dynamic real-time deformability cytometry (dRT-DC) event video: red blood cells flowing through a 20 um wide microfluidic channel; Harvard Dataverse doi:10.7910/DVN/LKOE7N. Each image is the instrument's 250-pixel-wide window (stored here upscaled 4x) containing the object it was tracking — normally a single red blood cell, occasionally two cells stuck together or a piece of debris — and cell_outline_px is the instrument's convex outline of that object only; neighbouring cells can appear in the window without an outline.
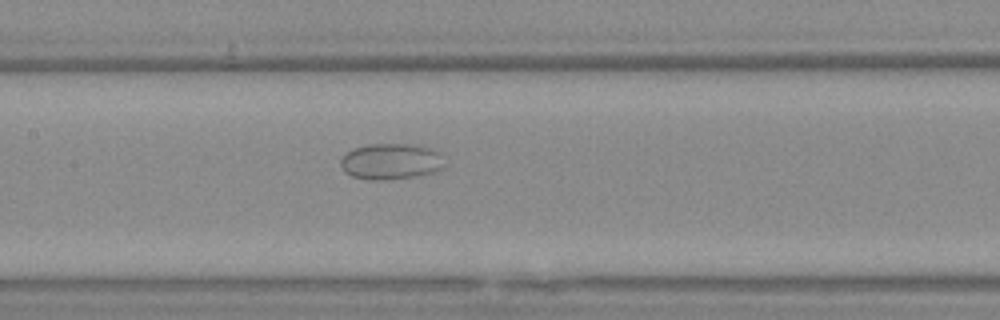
{"species": "Egyptian fruit bat (a non-hibernating species)", "species_latin": "Rousettus aegyptiacus", "temperature_condition": "warm", "stored_images_in_passage": 42, "camera_frame_rate_fps": 3000, "um_per_image_px": 0.085, "animal": {"sex": "female"}, "frame": {"image": 1, "passage_image": 12, "time_ms": 3.667, "image_size_px": [1000, 320], "cell_outline_px": [[444, 168], [436, 172], [416, 176], [384, 180], [368, 180], [352, 176], [344, 172], [340, 164], [340, 160], [348, 152], [356, 148], [368, 144], [416, 144], [432, 148], [440, 152], [444, 164]], "centroid_in_image_um": [33.26, 13.72], "position_along_channel_um": 174.1, "area_um2": 22.02}}
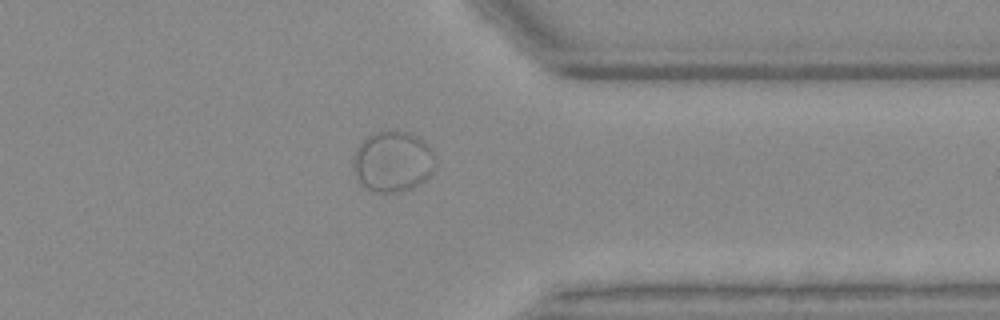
{"frame": {"image": 2, "passage_image": 30, "time_ms": 9.667, "image_size_px": [1000, 320], "cell_outline_px": [[436, 168], [420, 184], [412, 188], [400, 192], [376, 192], [368, 188], [360, 180], [352, 164], [356, 148], [368, 136], [388, 128], [396, 128], [412, 132], [420, 136], [432, 148], [436, 156]], "centroid_in_image_um": [33.46, 13.66], "position_along_channel_um": 377.9, "area_um2": 29.65}}
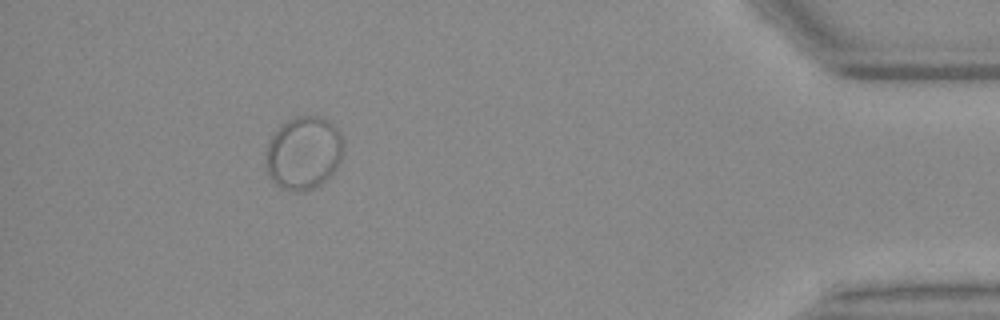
{"frame": {"image": 3, "passage_image": 37, "time_ms": 12.0, "image_size_px": [1000, 320], "cell_outline_px": [[344, 152], [336, 168], [320, 184], [304, 192], [292, 192], [280, 188], [272, 180], [268, 172], [264, 160], [268, 144], [272, 136], [280, 124], [296, 116], [324, 116], [332, 120], [340, 132], [344, 140]], "centroid_in_image_um": [25.82, 12.97], "position_along_channel_um": 409.4, "area_um2": 33.64}}